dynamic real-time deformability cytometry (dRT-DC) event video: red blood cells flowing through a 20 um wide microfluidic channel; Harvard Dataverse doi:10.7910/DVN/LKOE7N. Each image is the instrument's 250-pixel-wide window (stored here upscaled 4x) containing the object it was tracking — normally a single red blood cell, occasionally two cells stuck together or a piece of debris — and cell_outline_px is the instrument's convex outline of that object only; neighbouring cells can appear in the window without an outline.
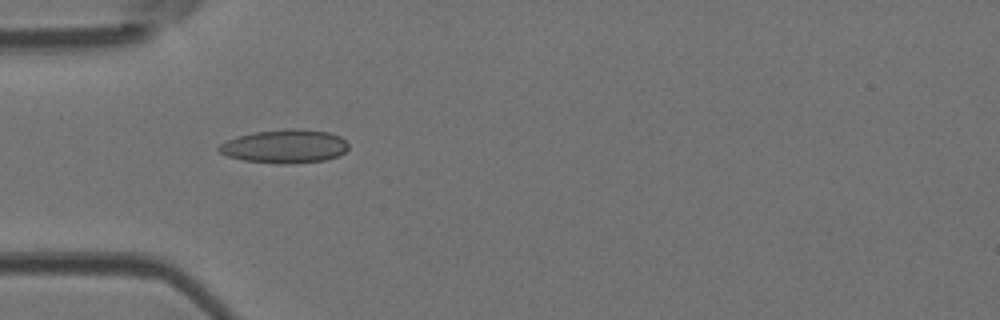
{"species": "Egyptian fruit bat (a non-hibernating species)", "species_latin": "Rousettus aegyptiacus", "temperature_condition": "room temperature", "stored_images_in_passage": 34, "camera_frame_rate_fps": 3000, "um_per_image_px": 0.085, "animal": {"sex": "female"}, "frame": {"image": 1, "passage_image": 1, "time_ms": 0.0, "image_size_px": [1000, 320], "cell_outline_px": [[348, 148], [344, 152], [336, 156], [324, 160], [292, 164], [280, 164], [244, 160], [228, 156], [220, 152], [216, 148], [220, 144], [236, 136], [256, 132], [284, 128], [300, 128], [328, 132], [340, 136], [348, 144]], "centroid_in_image_um": [24.2, 12.43], "position_along_channel_um": 60.8, "area_um2": 25.37}}
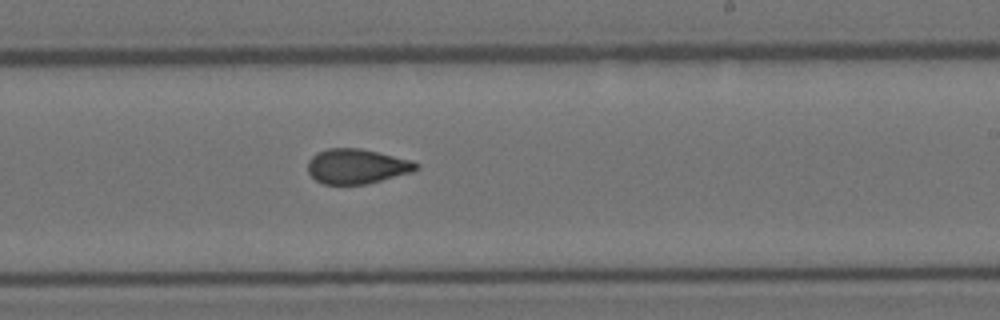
{"frame": {"image": 2, "passage_image": 15, "time_ms": 4.667, "image_size_px": [1000, 320], "cell_outline_px": [[420, 168], [412, 172], [368, 184], [324, 184], [316, 180], [308, 172], [308, 160], [316, 152], [328, 148], [360, 148], [412, 160], [420, 164]], "centroid_in_image_um": [30.34, 14.13], "position_along_channel_um": 258.7, "area_um2": 22.14}}
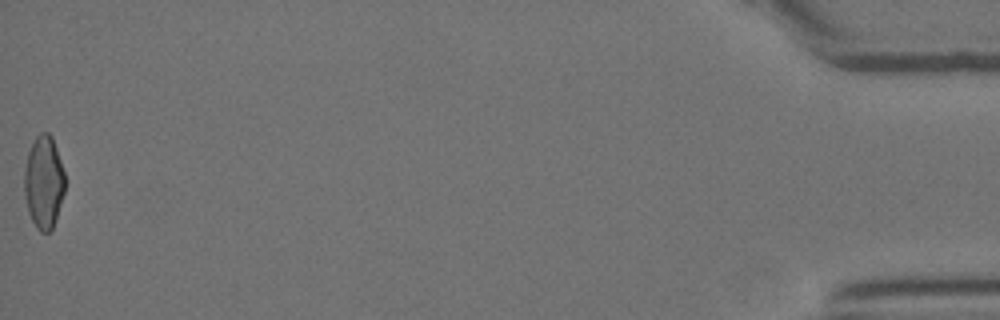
{"frame": {"image": 3, "passage_image": 34, "time_ms": 11.0, "image_size_px": [1000, 320], "cell_outline_px": [[64, 192], [52, 228], [48, 232], [40, 232], [36, 228], [28, 212], [24, 192], [24, 172], [28, 152], [36, 136], [40, 132], [48, 132], [52, 136], [64, 172]], "centroid_in_image_um": [3.7, 15.47], "position_along_channel_um": 431.5, "area_um2": 21.73}, "authors_computed_cell_mechanics": {"area_um2": 22.253, "velocity_mm_per_s": 4.2874, "shape_relaxation_time_tau1_ms": 7.6289, "shape_relaxation_time_tau2_ms": 1.6049, "deformation_change_tau1": 0.1731, "deformation_change_tau2": 0.0671}}